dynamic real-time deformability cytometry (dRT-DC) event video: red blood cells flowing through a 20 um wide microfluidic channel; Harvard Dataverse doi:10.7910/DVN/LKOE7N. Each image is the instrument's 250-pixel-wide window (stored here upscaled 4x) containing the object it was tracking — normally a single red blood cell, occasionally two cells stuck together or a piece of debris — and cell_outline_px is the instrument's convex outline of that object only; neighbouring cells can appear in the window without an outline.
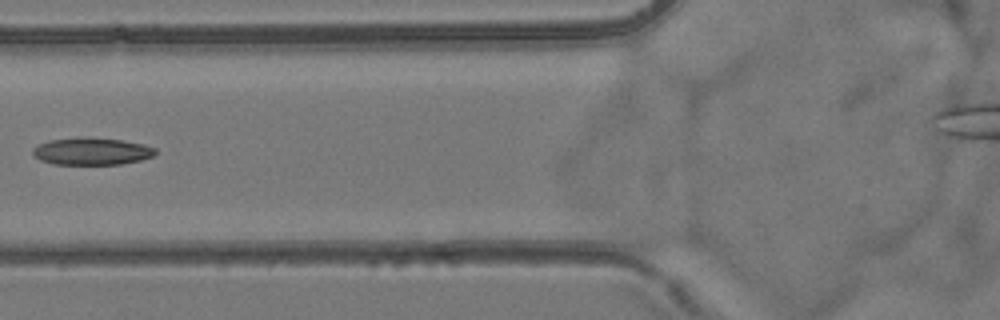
{"species": "common noctule bat (a hibernating species)", "species_latin": "Nyctalus noctula", "temperature_condition": "room temperature", "stored_images_in_passage": 6, "camera_frame_rate_fps": 3000, "um_per_image_px": 0.085, "animal": {"sex": "female", "body_mass_g": 24.6, "forearm_length_mm": 56.2}, "frame": {"image": 1, "passage_image": 5, "time_ms": 6.333, "image_size_px": [1000, 320], "cell_outline_px": [[156, 156], [140, 160], [120, 164], [52, 164], [40, 160], [32, 152], [32, 148], [48, 140], [76, 136], [88, 136], [120, 140], [144, 144], [156, 148]], "centroid_in_image_um": [7.8, 12.84], "position_along_channel_um": 118.0, "area_um2": 19.77}}
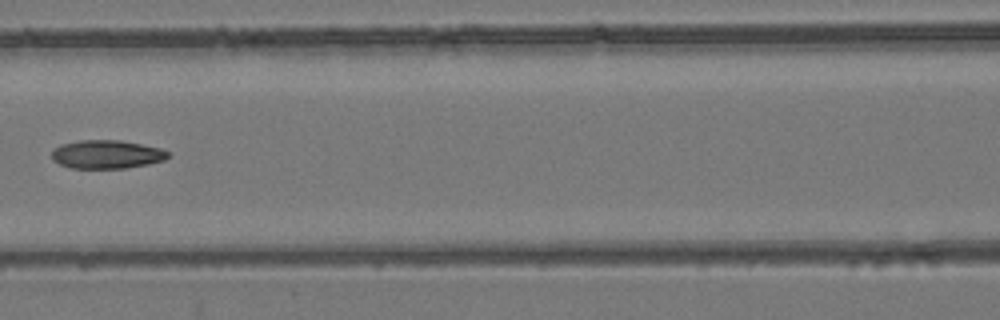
{"frame": {"image": 2, "passage_image": 6, "time_ms": 7.333, "image_size_px": [1000, 320], "cell_outline_px": [[168, 156], [164, 160], [148, 164], [124, 168], [72, 168], [60, 164], [52, 160], [52, 152], [60, 144], [80, 140], [120, 140], [160, 148], [168, 152]], "centroid_in_image_um": [9.05, 13.12], "position_along_channel_um": 157.6, "area_um2": 19.13}}